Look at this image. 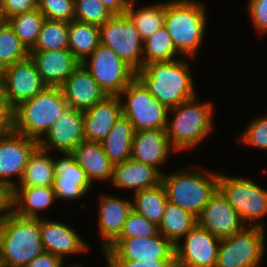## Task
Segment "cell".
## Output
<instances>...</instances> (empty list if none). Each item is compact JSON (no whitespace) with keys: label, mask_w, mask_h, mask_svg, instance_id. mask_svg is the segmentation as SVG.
Here are the masks:
<instances>
[{"label":"cell","mask_w":267,"mask_h":267,"mask_svg":"<svg viewBox=\"0 0 267 267\" xmlns=\"http://www.w3.org/2000/svg\"><path fill=\"white\" fill-rule=\"evenodd\" d=\"M189 63L184 59L154 61L136 72L148 91L168 109L197 96Z\"/></svg>","instance_id":"obj_1"},{"label":"cell","mask_w":267,"mask_h":267,"mask_svg":"<svg viewBox=\"0 0 267 267\" xmlns=\"http://www.w3.org/2000/svg\"><path fill=\"white\" fill-rule=\"evenodd\" d=\"M204 3L195 0H167L164 27L182 57L194 58L205 36L207 18Z\"/></svg>","instance_id":"obj_2"},{"label":"cell","mask_w":267,"mask_h":267,"mask_svg":"<svg viewBox=\"0 0 267 267\" xmlns=\"http://www.w3.org/2000/svg\"><path fill=\"white\" fill-rule=\"evenodd\" d=\"M195 169L194 166L179 168L173 173L162 174L168 202L199 217L211 196L218 189V173Z\"/></svg>","instance_id":"obj_3"},{"label":"cell","mask_w":267,"mask_h":267,"mask_svg":"<svg viewBox=\"0 0 267 267\" xmlns=\"http://www.w3.org/2000/svg\"><path fill=\"white\" fill-rule=\"evenodd\" d=\"M44 251L40 219L13 213L0 221V267H26Z\"/></svg>","instance_id":"obj_4"},{"label":"cell","mask_w":267,"mask_h":267,"mask_svg":"<svg viewBox=\"0 0 267 267\" xmlns=\"http://www.w3.org/2000/svg\"><path fill=\"white\" fill-rule=\"evenodd\" d=\"M196 97L169 109L168 114L172 113L173 119L167 122L166 131L174 152L196 148L212 132L213 104L207 101L197 103Z\"/></svg>","instance_id":"obj_5"},{"label":"cell","mask_w":267,"mask_h":267,"mask_svg":"<svg viewBox=\"0 0 267 267\" xmlns=\"http://www.w3.org/2000/svg\"><path fill=\"white\" fill-rule=\"evenodd\" d=\"M67 105L60 87L47 86L13 109L14 132L39 142Z\"/></svg>","instance_id":"obj_6"},{"label":"cell","mask_w":267,"mask_h":267,"mask_svg":"<svg viewBox=\"0 0 267 267\" xmlns=\"http://www.w3.org/2000/svg\"><path fill=\"white\" fill-rule=\"evenodd\" d=\"M119 97L122 115L131 122L135 131L167 128L169 109L137 77L123 89Z\"/></svg>","instance_id":"obj_7"},{"label":"cell","mask_w":267,"mask_h":267,"mask_svg":"<svg viewBox=\"0 0 267 267\" xmlns=\"http://www.w3.org/2000/svg\"><path fill=\"white\" fill-rule=\"evenodd\" d=\"M218 189L235 208L245 225L251 222V227H264L259 221L267 215V189L249 179L222 174H218Z\"/></svg>","instance_id":"obj_8"},{"label":"cell","mask_w":267,"mask_h":267,"mask_svg":"<svg viewBox=\"0 0 267 267\" xmlns=\"http://www.w3.org/2000/svg\"><path fill=\"white\" fill-rule=\"evenodd\" d=\"M265 227H245L220 240L215 267H259L265 253Z\"/></svg>","instance_id":"obj_9"},{"label":"cell","mask_w":267,"mask_h":267,"mask_svg":"<svg viewBox=\"0 0 267 267\" xmlns=\"http://www.w3.org/2000/svg\"><path fill=\"white\" fill-rule=\"evenodd\" d=\"M100 43L110 47L135 72L143 68V40L126 15L112 16L99 26Z\"/></svg>","instance_id":"obj_10"},{"label":"cell","mask_w":267,"mask_h":267,"mask_svg":"<svg viewBox=\"0 0 267 267\" xmlns=\"http://www.w3.org/2000/svg\"><path fill=\"white\" fill-rule=\"evenodd\" d=\"M81 64L92 74L107 96H119L136 77V72L129 65L110 47L101 43Z\"/></svg>","instance_id":"obj_11"},{"label":"cell","mask_w":267,"mask_h":267,"mask_svg":"<svg viewBox=\"0 0 267 267\" xmlns=\"http://www.w3.org/2000/svg\"><path fill=\"white\" fill-rule=\"evenodd\" d=\"M103 253L106 261L175 259L174 245L159 232L150 237L116 238Z\"/></svg>","instance_id":"obj_12"},{"label":"cell","mask_w":267,"mask_h":267,"mask_svg":"<svg viewBox=\"0 0 267 267\" xmlns=\"http://www.w3.org/2000/svg\"><path fill=\"white\" fill-rule=\"evenodd\" d=\"M183 238L174 245L175 267L216 266L221 239L198 223Z\"/></svg>","instance_id":"obj_13"},{"label":"cell","mask_w":267,"mask_h":267,"mask_svg":"<svg viewBox=\"0 0 267 267\" xmlns=\"http://www.w3.org/2000/svg\"><path fill=\"white\" fill-rule=\"evenodd\" d=\"M46 87L30 57L3 69L0 92L13 109Z\"/></svg>","instance_id":"obj_14"},{"label":"cell","mask_w":267,"mask_h":267,"mask_svg":"<svg viewBox=\"0 0 267 267\" xmlns=\"http://www.w3.org/2000/svg\"><path fill=\"white\" fill-rule=\"evenodd\" d=\"M84 140L83 111L75 110L67 105L52 127L38 142V146L48 152L56 150L61 154L73 153Z\"/></svg>","instance_id":"obj_15"},{"label":"cell","mask_w":267,"mask_h":267,"mask_svg":"<svg viewBox=\"0 0 267 267\" xmlns=\"http://www.w3.org/2000/svg\"><path fill=\"white\" fill-rule=\"evenodd\" d=\"M38 147V141L12 132L0 138V182L12 188L17 186L12 177L19 181L24 173L30 155ZM11 179V180H10Z\"/></svg>","instance_id":"obj_16"},{"label":"cell","mask_w":267,"mask_h":267,"mask_svg":"<svg viewBox=\"0 0 267 267\" xmlns=\"http://www.w3.org/2000/svg\"><path fill=\"white\" fill-rule=\"evenodd\" d=\"M198 224L219 239L241 232L246 225L219 189L197 218Z\"/></svg>","instance_id":"obj_17"},{"label":"cell","mask_w":267,"mask_h":267,"mask_svg":"<svg viewBox=\"0 0 267 267\" xmlns=\"http://www.w3.org/2000/svg\"><path fill=\"white\" fill-rule=\"evenodd\" d=\"M63 157L54 159L55 179L53 189L56 198L75 200L84 196L94 185L86 172L77 163L73 153H62Z\"/></svg>","instance_id":"obj_18"},{"label":"cell","mask_w":267,"mask_h":267,"mask_svg":"<svg viewBox=\"0 0 267 267\" xmlns=\"http://www.w3.org/2000/svg\"><path fill=\"white\" fill-rule=\"evenodd\" d=\"M43 82L49 87H60L81 62L68 49L30 51Z\"/></svg>","instance_id":"obj_19"},{"label":"cell","mask_w":267,"mask_h":267,"mask_svg":"<svg viewBox=\"0 0 267 267\" xmlns=\"http://www.w3.org/2000/svg\"><path fill=\"white\" fill-rule=\"evenodd\" d=\"M60 88L67 104L73 109L83 112L107 96L82 64L64 81Z\"/></svg>","instance_id":"obj_20"},{"label":"cell","mask_w":267,"mask_h":267,"mask_svg":"<svg viewBox=\"0 0 267 267\" xmlns=\"http://www.w3.org/2000/svg\"><path fill=\"white\" fill-rule=\"evenodd\" d=\"M41 242L44 250L64 260L66 255L88 251L81 236L67 224L40 218Z\"/></svg>","instance_id":"obj_21"},{"label":"cell","mask_w":267,"mask_h":267,"mask_svg":"<svg viewBox=\"0 0 267 267\" xmlns=\"http://www.w3.org/2000/svg\"><path fill=\"white\" fill-rule=\"evenodd\" d=\"M171 150L174 149L166 128L139 130L134 133L131 159L151 165L161 173L158 166L168 160Z\"/></svg>","instance_id":"obj_22"},{"label":"cell","mask_w":267,"mask_h":267,"mask_svg":"<svg viewBox=\"0 0 267 267\" xmlns=\"http://www.w3.org/2000/svg\"><path fill=\"white\" fill-rule=\"evenodd\" d=\"M122 115L119 96H106L83 112L85 141L102 142Z\"/></svg>","instance_id":"obj_23"},{"label":"cell","mask_w":267,"mask_h":267,"mask_svg":"<svg viewBox=\"0 0 267 267\" xmlns=\"http://www.w3.org/2000/svg\"><path fill=\"white\" fill-rule=\"evenodd\" d=\"M98 209V230L104 241L103 251L120 235L125 220L132 210V201L114 197L110 195H101L99 198Z\"/></svg>","instance_id":"obj_24"},{"label":"cell","mask_w":267,"mask_h":267,"mask_svg":"<svg viewBox=\"0 0 267 267\" xmlns=\"http://www.w3.org/2000/svg\"><path fill=\"white\" fill-rule=\"evenodd\" d=\"M162 173L151 165L132 160L113 164L112 185L117 189H133L134 193L161 183Z\"/></svg>","instance_id":"obj_25"},{"label":"cell","mask_w":267,"mask_h":267,"mask_svg":"<svg viewBox=\"0 0 267 267\" xmlns=\"http://www.w3.org/2000/svg\"><path fill=\"white\" fill-rule=\"evenodd\" d=\"M73 154L92 184L94 180L111 182L113 163L105 154L101 142L84 140L75 148Z\"/></svg>","instance_id":"obj_26"},{"label":"cell","mask_w":267,"mask_h":267,"mask_svg":"<svg viewBox=\"0 0 267 267\" xmlns=\"http://www.w3.org/2000/svg\"><path fill=\"white\" fill-rule=\"evenodd\" d=\"M57 200L53 187H15L13 213L23 218L40 219V210Z\"/></svg>","instance_id":"obj_27"},{"label":"cell","mask_w":267,"mask_h":267,"mask_svg":"<svg viewBox=\"0 0 267 267\" xmlns=\"http://www.w3.org/2000/svg\"><path fill=\"white\" fill-rule=\"evenodd\" d=\"M134 133L131 122L121 115L101 142L105 154L113 164L131 158Z\"/></svg>","instance_id":"obj_28"},{"label":"cell","mask_w":267,"mask_h":267,"mask_svg":"<svg viewBox=\"0 0 267 267\" xmlns=\"http://www.w3.org/2000/svg\"><path fill=\"white\" fill-rule=\"evenodd\" d=\"M48 153L39 146L34 150L16 187H53L54 159Z\"/></svg>","instance_id":"obj_29"},{"label":"cell","mask_w":267,"mask_h":267,"mask_svg":"<svg viewBox=\"0 0 267 267\" xmlns=\"http://www.w3.org/2000/svg\"><path fill=\"white\" fill-rule=\"evenodd\" d=\"M197 217L183 210L178 205L167 202L158 232L173 245L183 241L182 238L197 224ZM181 239V240H180Z\"/></svg>","instance_id":"obj_30"},{"label":"cell","mask_w":267,"mask_h":267,"mask_svg":"<svg viewBox=\"0 0 267 267\" xmlns=\"http://www.w3.org/2000/svg\"><path fill=\"white\" fill-rule=\"evenodd\" d=\"M100 44L99 26L69 22L68 49L82 63Z\"/></svg>","instance_id":"obj_31"},{"label":"cell","mask_w":267,"mask_h":267,"mask_svg":"<svg viewBox=\"0 0 267 267\" xmlns=\"http://www.w3.org/2000/svg\"><path fill=\"white\" fill-rule=\"evenodd\" d=\"M132 209L144 216L148 221L159 226L168 202L162 183L133 194Z\"/></svg>","instance_id":"obj_32"},{"label":"cell","mask_w":267,"mask_h":267,"mask_svg":"<svg viewBox=\"0 0 267 267\" xmlns=\"http://www.w3.org/2000/svg\"><path fill=\"white\" fill-rule=\"evenodd\" d=\"M135 2L136 0H131L125 14L134 23L141 36V39L144 42L154 32L158 31L164 26L166 2H157L149 7L144 6L134 10Z\"/></svg>","instance_id":"obj_33"},{"label":"cell","mask_w":267,"mask_h":267,"mask_svg":"<svg viewBox=\"0 0 267 267\" xmlns=\"http://www.w3.org/2000/svg\"><path fill=\"white\" fill-rule=\"evenodd\" d=\"M143 55V66L154 61L180 59L181 56L164 26L143 42Z\"/></svg>","instance_id":"obj_34"},{"label":"cell","mask_w":267,"mask_h":267,"mask_svg":"<svg viewBox=\"0 0 267 267\" xmlns=\"http://www.w3.org/2000/svg\"><path fill=\"white\" fill-rule=\"evenodd\" d=\"M45 19L44 15L37 8L14 15L6 21L13 28L20 41L30 51L37 42Z\"/></svg>","instance_id":"obj_35"},{"label":"cell","mask_w":267,"mask_h":267,"mask_svg":"<svg viewBox=\"0 0 267 267\" xmlns=\"http://www.w3.org/2000/svg\"><path fill=\"white\" fill-rule=\"evenodd\" d=\"M30 51L7 21L0 20V66L4 69L29 58Z\"/></svg>","instance_id":"obj_36"},{"label":"cell","mask_w":267,"mask_h":267,"mask_svg":"<svg viewBox=\"0 0 267 267\" xmlns=\"http://www.w3.org/2000/svg\"><path fill=\"white\" fill-rule=\"evenodd\" d=\"M69 22L45 19L37 42L30 51L68 48Z\"/></svg>","instance_id":"obj_37"},{"label":"cell","mask_w":267,"mask_h":267,"mask_svg":"<svg viewBox=\"0 0 267 267\" xmlns=\"http://www.w3.org/2000/svg\"><path fill=\"white\" fill-rule=\"evenodd\" d=\"M74 4L77 21L100 26L112 17L101 0H74Z\"/></svg>","instance_id":"obj_38"},{"label":"cell","mask_w":267,"mask_h":267,"mask_svg":"<svg viewBox=\"0 0 267 267\" xmlns=\"http://www.w3.org/2000/svg\"><path fill=\"white\" fill-rule=\"evenodd\" d=\"M37 8L47 20L65 22L75 20L74 0H38Z\"/></svg>","instance_id":"obj_39"},{"label":"cell","mask_w":267,"mask_h":267,"mask_svg":"<svg viewBox=\"0 0 267 267\" xmlns=\"http://www.w3.org/2000/svg\"><path fill=\"white\" fill-rule=\"evenodd\" d=\"M158 233V226L132 209L124 222L123 229L117 238L150 237Z\"/></svg>","instance_id":"obj_40"},{"label":"cell","mask_w":267,"mask_h":267,"mask_svg":"<svg viewBox=\"0 0 267 267\" xmlns=\"http://www.w3.org/2000/svg\"><path fill=\"white\" fill-rule=\"evenodd\" d=\"M250 122L238 141L267 151V115L256 117Z\"/></svg>","instance_id":"obj_41"},{"label":"cell","mask_w":267,"mask_h":267,"mask_svg":"<svg viewBox=\"0 0 267 267\" xmlns=\"http://www.w3.org/2000/svg\"><path fill=\"white\" fill-rule=\"evenodd\" d=\"M38 0H0V20L37 9Z\"/></svg>","instance_id":"obj_42"},{"label":"cell","mask_w":267,"mask_h":267,"mask_svg":"<svg viewBox=\"0 0 267 267\" xmlns=\"http://www.w3.org/2000/svg\"><path fill=\"white\" fill-rule=\"evenodd\" d=\"M248 13L257 32H267V0H249Z\"/></svg>","instance_id":"obj_43"},{"label":"cell","mask_w":267,"mask_h":267,"mask_svg":"<svg viewBox=\"0 0 267 267\" xmlns=\"http://www.w3.org/2000/svg\"><path fill=\"white\" fill-rule=\"evenodd\" d=\"M14 131L13 108L0 92V138Z\"/></svg>","instance_id":"obj_44"},{"label":"cell","mask_w":267,"mask_h":267,"mask_svg":"<svg viewBox=\"0 0 267 267\" xmlns=\"http://www.w3.org/2000/svg\"><path fill=\"white\" fill-rule=\"evenodd\" d=\"M14 188L0 182V221L13 214Z\"/></svg>","instance_id":"obj_45"},{"label":"cell","mask_w":267,"mask_h":267,"mask_svg":"<svg viewBox=\"0 0 267 267\" xmlns=\"http://www.w3.org/2000/svg\"><path fill=\"white\" fill-rule=\"evenodd\" d=\"M108 267H175V259H159L148 262L133 261H106Z\"/></svg>","instance_id":"obj_46"},{"label":"cell","mask_w":267,"mask_h":267,"mask_svg":"<svg viewBox=\"0 0 267 267\" xmlns=\"http://www.w3.org/2000/svg\"><path fill=\"white\" fill-rule=\"evenodd\" d=\"M63 259L44 251L40 256H37L26 267H63Z\"/></svg>","instance_id":"obj_47"},{"label":"cell","mask_w":267,"mask_h":267,"mask_svg":"<svg viewBox=\"0 0 267 267\" xmlns=\"http://www.w3.org/2000/svg\"><path fill=\"white\" fill-rule=\"evenodd\" d=\"M112 16H121L126 13L131 0H101Z\"/></svg>","instance_id":"obj_48"},{"label":"cell","mask_w":267,"mask_h":267,"mask_svg":"<svg viewBox=\"0 0 267 267\" xmlns=\"http://www.w3.org/2000/svg\"><path fill=\"white\" fill-rule=\"evenodd\" d=\"M2 77H3V68L0 66V89L2 85Z\"/></svg>","instance_id":"obj_49"},{"label":"cell","mask_w":267,"mask_h":267,"mask_svg":"<svg viewBox=\"0 0 267 267\" xmlns=\"http://www.w3.org/2000/svg\"><path fill=\"white\" fill-rule=\"evenodd\" d=\"M69 267H78V265H77V264H75V265H71V266H69Z\"/></svg>","instance_id":"obj_50"}]
</instances>
